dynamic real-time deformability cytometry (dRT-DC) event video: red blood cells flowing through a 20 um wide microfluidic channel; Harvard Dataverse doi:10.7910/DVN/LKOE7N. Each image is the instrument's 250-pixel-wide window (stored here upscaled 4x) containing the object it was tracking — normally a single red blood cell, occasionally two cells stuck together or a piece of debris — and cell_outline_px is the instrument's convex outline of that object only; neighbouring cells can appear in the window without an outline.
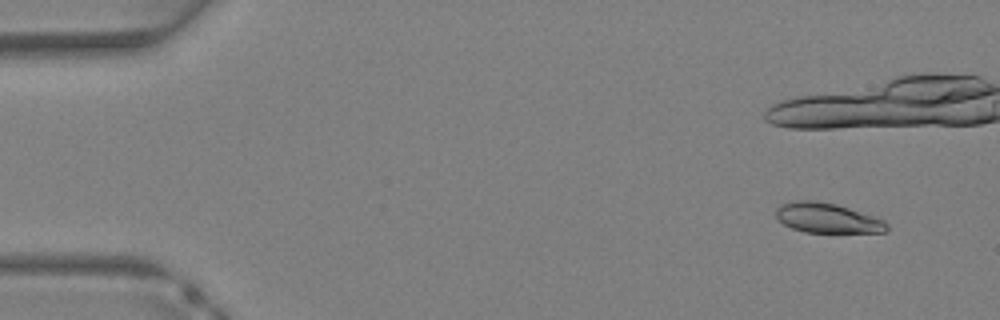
{"species": "Egyptian fruit bat (a non-hibernating species)", "species_latin": "Rousettus aegyptiacus", "temperature_condition": "warm", "stored_images_in_passage": 15, "camera_frame_rate_fps": 3000, "um_per_image_px": 0.085, "animal": {"sex": "female"}, "frame": {"image": 1, "passage_image": 3, "time_ms": 0.667, "image_size_px": [1000, 320], "cell_outline_px": [[888, 228], [884, 232], [804, 232], [792, 228], [776, 220], [776, 208], [780, 204], [792, 200], [812, 200], [836, 204], [884, 220], [888, 224]], "centroid_in_image_um": [70.26, 18.52], "position_along_channel_um": 14.7, "area_um2": 19.25}}